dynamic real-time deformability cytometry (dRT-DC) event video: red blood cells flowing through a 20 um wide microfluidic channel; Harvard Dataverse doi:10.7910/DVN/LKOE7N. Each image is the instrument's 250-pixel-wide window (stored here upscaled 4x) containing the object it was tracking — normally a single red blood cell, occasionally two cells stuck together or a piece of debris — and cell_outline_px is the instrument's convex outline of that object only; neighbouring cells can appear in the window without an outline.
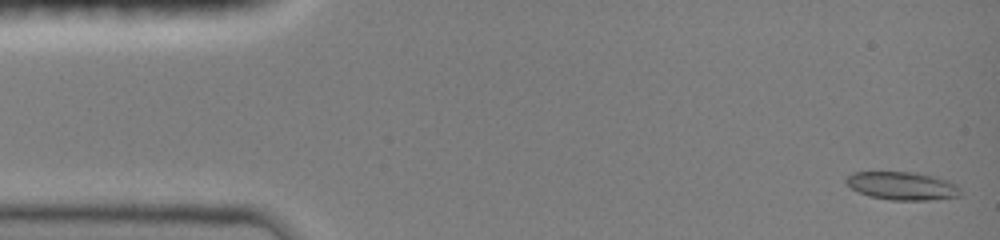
{"species": "common noctule bat (a hibernating species)", "species_latin": "Nyctalus noctula", "temperature_condition": "room temperature", "stored_images_in_passage": 47, "camera_frame_rate_fps": 3000, "um_per_image_px": 0.085, "animal": {"sex": "female", "body_mass_g": 19.0, "forearm_length_mm": 51.5}, "frame": {"image": 1, "passage_image": 1, "time_ms": 0.0, "image_size_px": [1000, 240], "cell_outline_px": [[960, 196], [928, 200], [892, 200], [868, 196], [852, 188], [844, 180], [852, 172], [916, 172], [948, 180], [956, 184], [960, 188]], "centroid_in_image_um": [76.7, 15.79], "position_along_channel_um": 8.3, "area_um2": 18.67}}
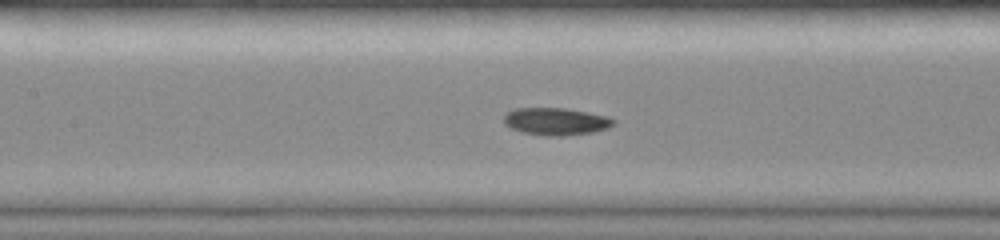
{"frame": {"image": 2, "passage_image": 21, "time_ms": 6.667, "image_size_px": [1000, 240], "cell_outline_px": [[616, 124], [608, 128], [592, 132], [560, 136], [544, 136], [520, 132], [508, 128], [504, 124], [504, 116], [508, 112], [516, 108], [564, 108], [588, 112], [608, 116], [616, 120]], "centroid_in_image_um": [47.25, 10.33], "position_along_channel_um": 160.2, "area_um2": 17.69}}
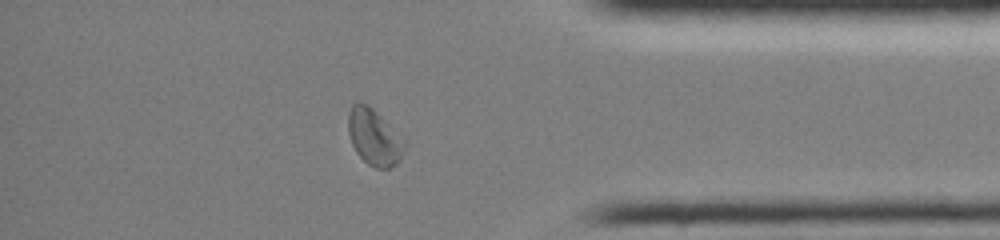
{"frame": {"image": 3, "passage_image": 40, "time_ms": 13.0, "image_size_px": [1000, 240], "cell_outline_px": [[408, 144], [400, 160], [396, 164], [388, 168], [376, 168], [368, 164], [356, 152], [352, 144], [348, 132], [348, 112], [352, 104], [356, 100], [368, 104], [408, 140]], "centroid_in_image_um": [31.85, 11.63], "position_along_channel_um": 403.4, "area_um2": 19.02}, "authors_computed_cell_mechanics": {"area_um2": 17.5134, "velocity_mm_per_s": 4.0093, "shape_relaxation_time_tau1_ms": 4.9233, "shape_relaxation_time_tau2_ms": null, "deformation_change_tau1": 0.1417, "deformation_change_tau2": null}}